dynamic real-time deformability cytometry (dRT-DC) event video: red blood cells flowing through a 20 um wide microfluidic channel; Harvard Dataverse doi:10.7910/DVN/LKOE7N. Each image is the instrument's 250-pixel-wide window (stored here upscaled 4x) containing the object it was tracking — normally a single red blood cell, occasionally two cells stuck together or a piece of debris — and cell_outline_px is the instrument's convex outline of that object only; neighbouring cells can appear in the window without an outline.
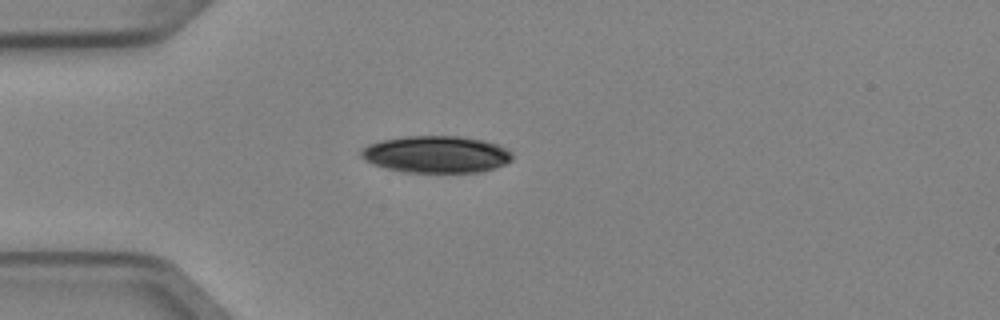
{"species": "Egyptian fruit bat (a non-hibernating species)", "species_latin": "Rousettus aegyptiacus", "temperature_condition": "cold", "stored_images_in_passage": 2, "camera_frame_rate_fps": 3000, "um_per_image_px": 0.085, "animal": {"sex": "female"}, "frame": {"image": 1, "passage_image": 2, "time_ms": 0.333, "image_size_px": [1000, 320], "cell_outline_px": [[512, 160], [496, 168], [480, 172], [404, 172], [372, 164], [364, 160], [360, 156], [360, 152], [368, 144], [380, 140], [404, 136], [460, 136], [484, 140], [500, 144], [508, 148], [512, 152]], "centroid_in_image_um": [37.11, 13.11], "position_along_channel_um": 47.9, "area_um2": 32.89}}